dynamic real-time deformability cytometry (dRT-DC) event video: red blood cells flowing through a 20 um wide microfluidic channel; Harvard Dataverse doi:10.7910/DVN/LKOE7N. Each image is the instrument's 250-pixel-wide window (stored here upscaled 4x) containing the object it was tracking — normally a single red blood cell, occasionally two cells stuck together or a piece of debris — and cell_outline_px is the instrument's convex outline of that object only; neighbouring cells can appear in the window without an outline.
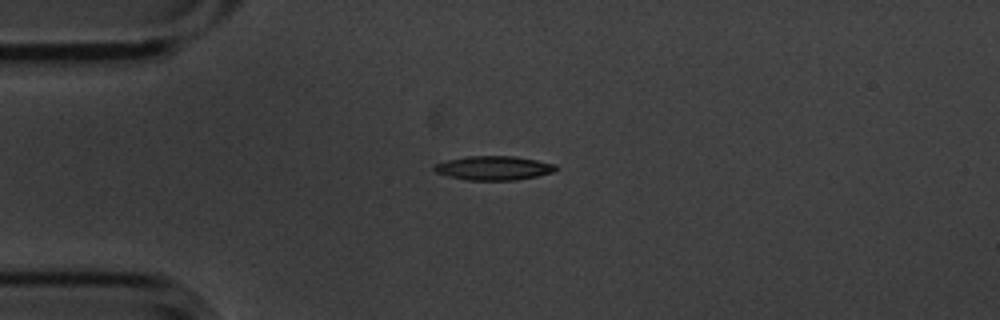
{"species": "common noctule bat (a hibernating species)", "species_latin": "Nyctalus noctula", "temperature_condition": "cold", "stored_images_in_passage": 4, "camera_frame_rate_fps": 3000, "um_per_image_px": 0.085, "animal": {"sex": "male", "body_mass_g": 20.1, "forearm_length_mm": 53.5}, "frame": {"image": 1, "passage_image": 1, "time_ms": 0.0, "image_size_px": [1000, 320], "cell_outline_px": [[556, 168], [552, 172], [536, 176], [516, 180], [468, 180], [448, 176], [436, 172], [432, 168], [436, 164], [448, 160], [468, 156], [512, 156], [536, 160], [556, 164]], "centroid_in_image_um": [41.95, 14.28], "position_along_channel_um": 43.1, "area_um2": 16.82}}
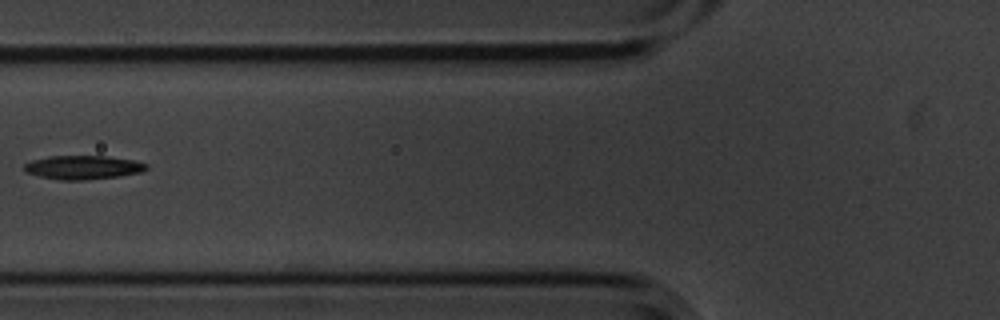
{"frame": {"image": 2, "passage_image": 3, "time_ms": 0.667, "image_size_px": [1000, 320], "cell_outline_px": [[148, 168], [140, 172], [120, 176], [88, 180], [60, 180], [40, 176], [28, 172], [24, 168], [24, 164], [32, 160], [48, 156], [108, 156], [132, 160], [148, 164]], "centroid_in_image_um": [7.07, 14.22], "position_along_channel_um": 118.7, "area_um2": 16.88}}
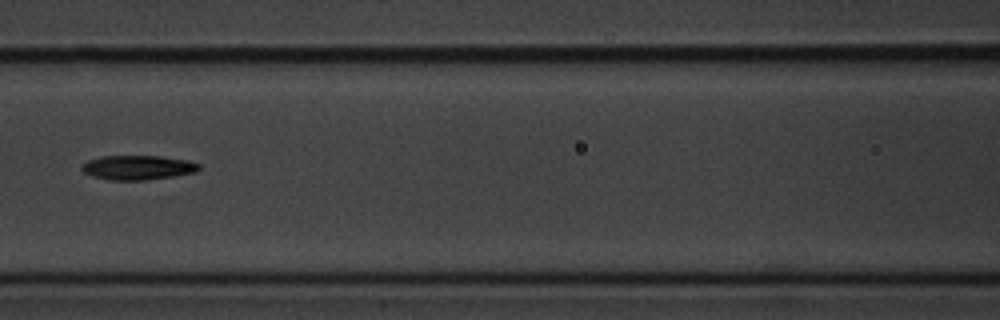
{"frame": {"image": 3, "passage_image": 4, "time_ms": 1.0, "image_size_px": [1000, 320], "cell_outline_px": [[200, 168], [196, 172], [176, 176], [144, 180], [112, 180], [92, 176], [84, 172], [80, 168], [88, 160], [100, 156], [160, 156], [188, 160], [200, 164]], "centroid_in_image_um": [11.74, 14.24], "position_along_channel_um": 154.9, "area_um2": 16.7}}